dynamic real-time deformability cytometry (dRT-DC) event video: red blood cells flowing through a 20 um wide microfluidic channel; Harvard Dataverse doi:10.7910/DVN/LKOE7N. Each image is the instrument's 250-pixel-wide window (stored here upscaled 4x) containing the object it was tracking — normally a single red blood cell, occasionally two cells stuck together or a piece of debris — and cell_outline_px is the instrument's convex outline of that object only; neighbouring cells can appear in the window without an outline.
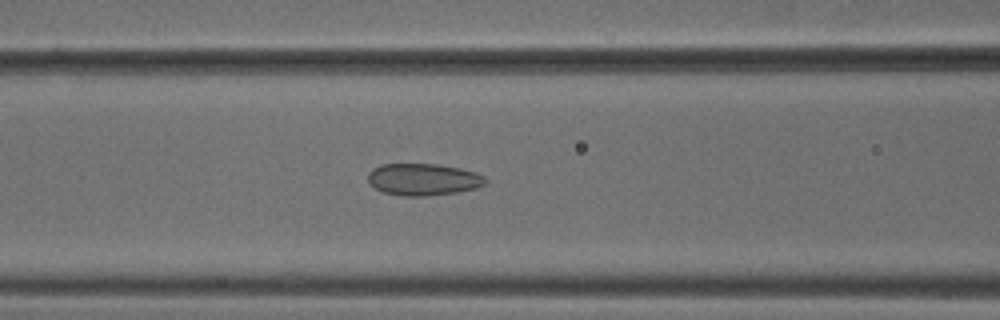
{"species": "common noctule bat (a hibernating species)", "species_latin": "Nyctalus noctula", "temperature_condition": "cold", "stored_images_in_passage": 45, "camera_frame_rate_fps": 3000, "um_per_image_px": 0.085, "animal": {"sex": "male", "body_mass_g": 18.8}, "frame": {"image": 1, "passage_image": 14, "time_ms": 4.333, "image_size_px": [1000, 320], "cell_outline_px": [[488, 180], [484, 184], [476, 188], [456, 192], [424, 196], [400, 196], [384, 192], [368, 184], [368, 172], [372, 168], [380, 164], [440, 164], [460, 168], [484, 176]], "centroid_in_image_um": [35.93, 15.25], "position_along_channel_um": 130.7, "area_um2": 21.91}}
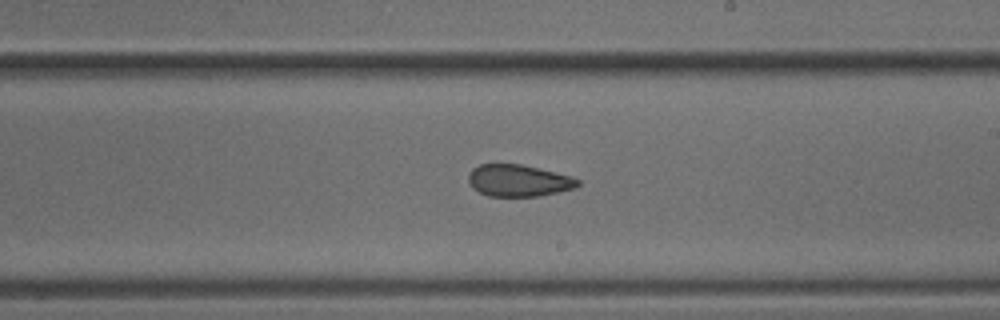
{"frame": {"image": 2, "passage_image": 23, "time_ms": 7.333, "image_size_px": [1000, 320], "cell_outline_px": [[580, 184], [576, 188], [560, 192], [540, 196], [488, 196], [472, 188], [468, 180], [468, 176], [472, 168], [480, 164], [520, 164], [572, 176], [580, 180]], "centroid_in_image_um": [44.09, 15.35], "position_along_channel_um": 244.9, "area_um2": 20.4}}
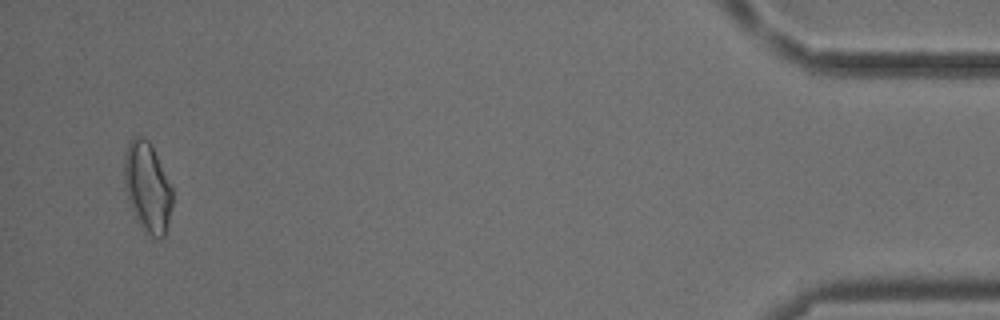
{"frame": {"image": 3, "passage_image": 43, "time_ms": 14.0, "image_size_px": [1000, 320], "cell_outline_px": [[172, 204], [168, 224], [164, 236], [160, 240], [156, 240], [140, 228], [132, 208], [124, 184], [124, 160], [128, 144], [132, 136], [140, 136], [148, 140], [152, 144], [172, 188]], "centroid_in_image_um": [12.54, 15.93], "position_along_channel_um": 422.7, "area_um2": 25.26}, "authors_computed_cell_mechanics": {"area_um2": 21.7328, "velocity_mm_per_s": 3.8147, "shape_relaxation_time_tau1_ms": null, "shape_relaxation_time_tau2_ms": 2.1217, "deformation_change_tau1": null, "deformation_change_tau2": 0.0911}}